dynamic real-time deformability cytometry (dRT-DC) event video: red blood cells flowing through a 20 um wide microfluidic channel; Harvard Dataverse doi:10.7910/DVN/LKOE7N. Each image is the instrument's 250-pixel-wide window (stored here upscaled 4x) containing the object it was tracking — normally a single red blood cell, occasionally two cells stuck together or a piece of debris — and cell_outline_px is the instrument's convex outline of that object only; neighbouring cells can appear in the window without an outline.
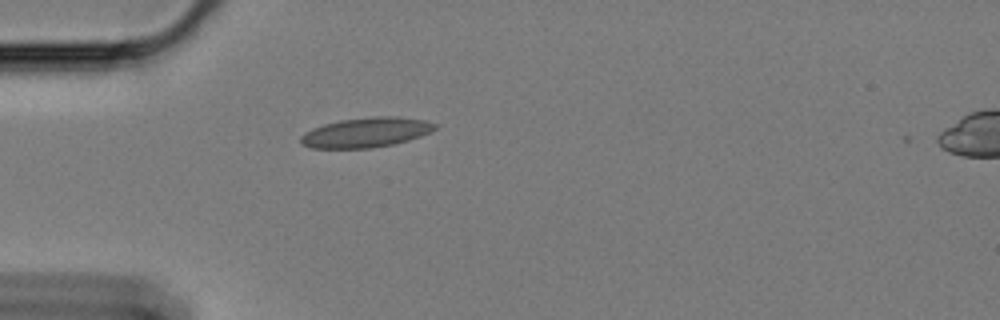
{"species": "Egyptian fruit bat (a non-hibernating species)", "species_latin": "Rousettus aegyptiacus", "temperature_condition": "cold", "stored_images_in_passage": 2, "camera_frame_rate_fps": 3000, "um_per_image_px": 0.085, "animal": {"sex": "female"}, "frame": {"image": 1, "passage_image": 1, "time_ms": 0.0, "image_size_px": [1000, 320], "cell_outline_px": [[440, 124], [436, 128], [420, 136], [408, 140], [392, 144], [372, 148], [312, 148], [300, 144], [300, 136], [304, 132], [312, 128], [324, 124], [340, 120], [376, 116], [396, 116], [424, 120]], "centroid_in_image_um": [31.09, 11.25], "position_along_channel_um": 53.9, "area_um2": 23.35}}